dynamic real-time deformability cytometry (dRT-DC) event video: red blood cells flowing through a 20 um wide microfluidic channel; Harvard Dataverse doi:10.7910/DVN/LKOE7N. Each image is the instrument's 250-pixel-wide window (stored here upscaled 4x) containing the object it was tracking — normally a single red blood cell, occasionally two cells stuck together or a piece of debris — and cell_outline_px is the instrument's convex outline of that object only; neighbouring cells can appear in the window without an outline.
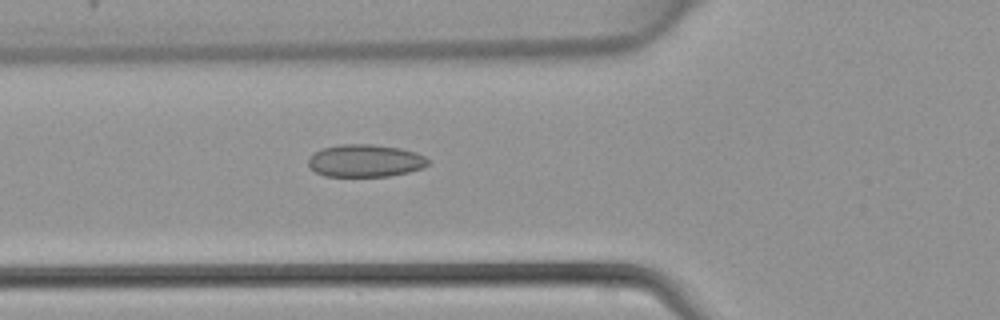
{"species": "common noctule bat (a hibernating species)", "species_latin": "Nyctalus noctula", "temperature_condition": "warm", "stored_images_in_passage": 31, "camera_frame_rate_fps": 3000, "um_per_image_px": 0.085, "animal": {"sex": "female", "body_mass_g": 22.7, "forearm_length_mm": 54.2}, "frame": {"image": 1, "passage_image": 3, "time_ms": 0.667, "image_size_px": [1000, 320], "cell_outline_px": [[428, 164], [424, 168], [408, 172], [388, 176], [324, 176], [316, 172], [308, 164], [308, 156], [312, 152], [324, 148], [340, 144], [372, 144], [400, 148], [416, 152], [424, 156], [428, 160]], "centroid_in_image_um": [31.03, 13.65], "position_along_channel_um": 94.8, "area_um2": 22.77}}
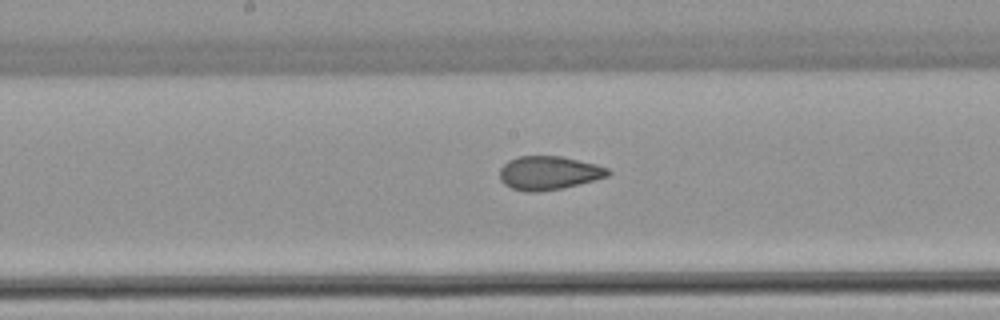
{"frame": {"image": 2, "passage_image": 10, "time_ms": 3.0, "image_size_px": [1000, 320], "cell_outline_px": [[612, 172], [608, 176], [560, 188], [536, 192], [528, 192], [512, 188], [504, 184], [500, 180], [500, 168], [508, 160], [520, 156], [560, 156], [596, 164], [608, 168]], "centroid_in_image_um": [46.62, 14.69], "position_along_channel_um": 201.6, "area_um2": 20.98}}
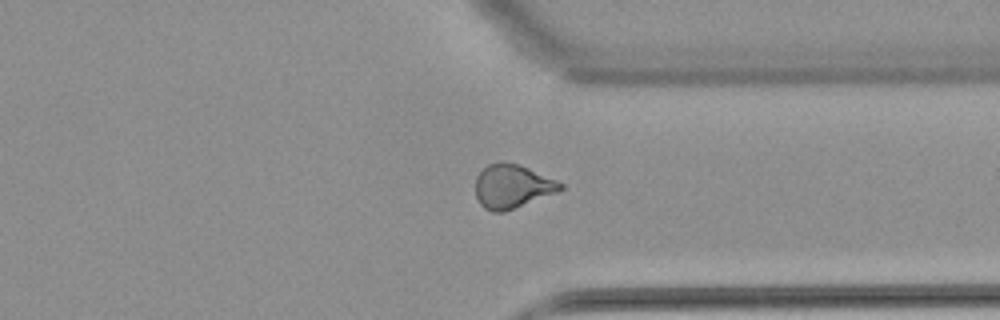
{"frame": {"image": 3, "passage_image": 21, "time_ms": 6.667, "image_size_px": [1000, 320], "cell_outline_px": [[564, 188], [556, 192], [504, 212], [492, 212], [484, 208], [480, 204], [476, 196], [476, 176], [488, 164], [500, 160], [504, 160], [520, 164], [556, 180], [564, 184]], "centroid_in_image_um": [43.51, 15.81], "position_along_channel_um": 367.9, "area_um2": 21.73}}